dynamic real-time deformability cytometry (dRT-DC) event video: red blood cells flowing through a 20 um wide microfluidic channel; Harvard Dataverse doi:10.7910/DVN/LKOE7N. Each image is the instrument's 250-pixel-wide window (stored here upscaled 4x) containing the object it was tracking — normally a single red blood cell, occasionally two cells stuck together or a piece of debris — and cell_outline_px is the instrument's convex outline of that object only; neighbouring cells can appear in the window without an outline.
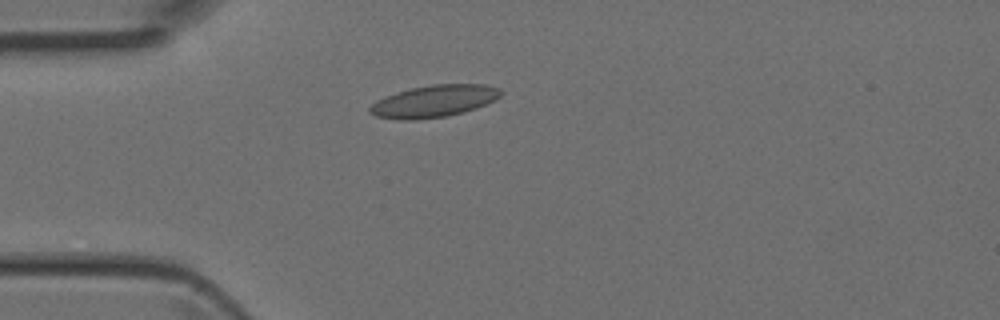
{"species": "Egyptian fruit bat (a non-hibernating species)", "species_latin": "Rousettus aegyptiacus", "temperature_condition": "room temperature", "stored_images_in_passage": 2, "camera_frame_rate_fps": 3000, "um_per_image_px": 0.085, "animal": {"sex": "female"}, "frame": {"image": 1, "passage_image": 1, "time_ms": 0.0, "image_size_px": [1000, 320], "cell_outline_px": [[504, 92], [496, 100], [476, 108], [464, 112], [448, 116], [416, 120], [400, 120], [376, 116], [368, 112], [368, 108], [376, 100], [384, 96], [412, 88], [432, 84], [488, 84], [500, 88]], "centroid_in_image_um": [36.91, 8.6], "position_along_channel_um": 48.1, "area_um2": 24.74}}
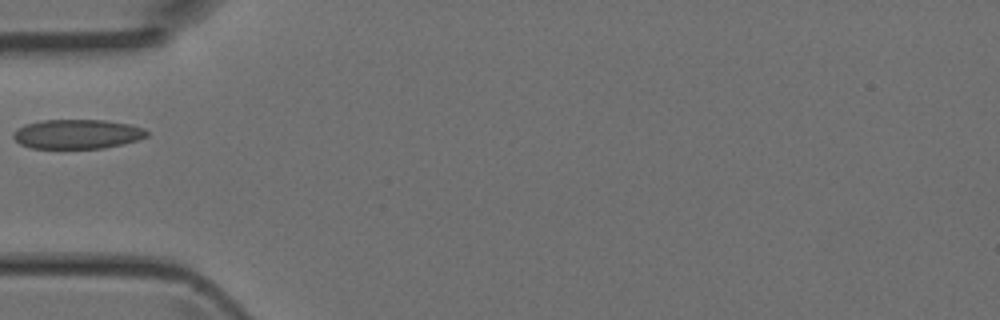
{"frame": {"image": 2, "passage_image": 2, "time_ms": 0.333, "image_size_px": [1000, 320], "cell_outline_px": [[148, 136], [136, 140], [104, 148], [32, 148], [20, 144], [12, 136], [12, 132], [24, 124], [44, 120], [104, 120], [128, 124], [144, 128], [148, 132]], "centroid_in_image_um": [6.54, 11.39], "position_along_channel_um": 78.5, "area_um2": 22.77}}